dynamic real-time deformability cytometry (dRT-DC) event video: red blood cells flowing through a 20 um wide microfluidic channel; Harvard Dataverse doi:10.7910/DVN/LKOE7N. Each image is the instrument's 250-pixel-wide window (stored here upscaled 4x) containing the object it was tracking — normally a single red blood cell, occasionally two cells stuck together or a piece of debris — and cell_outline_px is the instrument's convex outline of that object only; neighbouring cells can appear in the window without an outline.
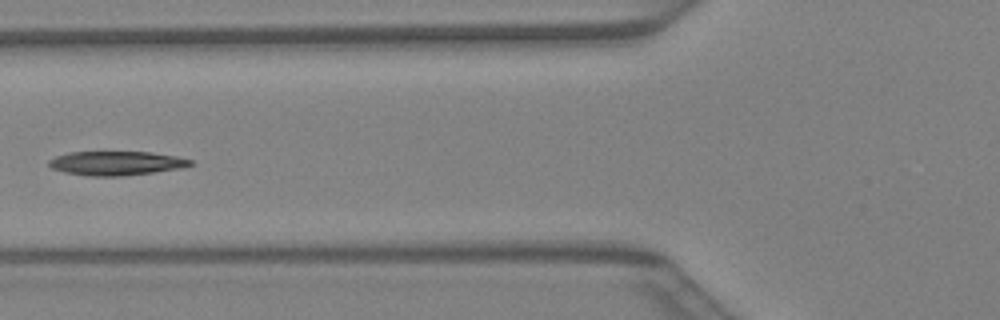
{"species": "Egyptian fruit bat (a non-hibernating species)", "species_latin": "Rousettus aegyptiacus", "temperature_condition": "warm", "stored_images_in_passage": 39, "camera_frame_rate_fps": 3000, "um_per_image_px": 0.085, "animal": {"sex": "female"}, "frame": {"image": 1, "passage_image": 16, "time_ms": 5.0, "image_size_px": [1000, 320], "cell_outline_px": [[196, 164], [184, 168], [120, 176], [88, 176], [64, 172], [52, 168], [48, 164], [48, 160], [56, 156], [68, 152], [152, 152], [176, 156], [192, 160]], "centroid_in_image_um": [9.91, 13.87], "position_along_channel_um": 115.9, "area_um2": 19.94}}
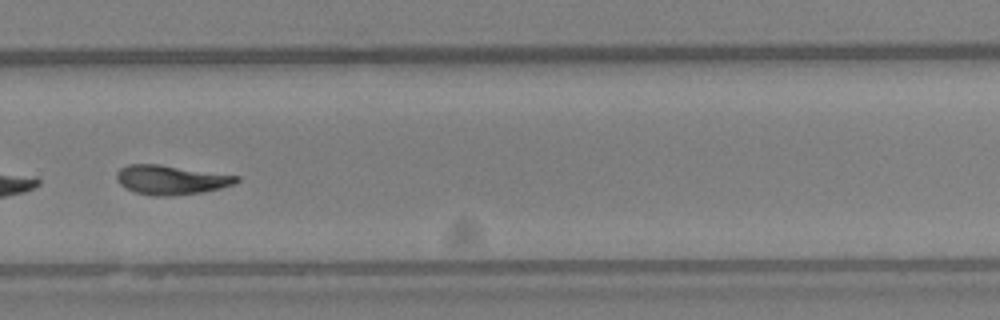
{"frame": {"image": 2, "passage_image": 28, "time_ms": 9.0, "image_size_px": [1000, 320], "cell_outline_px": [[240, 180], [236, 184], [220, 188], [200, 192], [168, 196], [152, 196], [136, 192], [124, 188], [116, 180], [116, 172], [120, 168], [128, 164], [160, 164], [240, 176]], "centroid_in_image_um": [14.52, 15.28], "position_along_channel_um": 315.3, "area_um2": 20.58}}